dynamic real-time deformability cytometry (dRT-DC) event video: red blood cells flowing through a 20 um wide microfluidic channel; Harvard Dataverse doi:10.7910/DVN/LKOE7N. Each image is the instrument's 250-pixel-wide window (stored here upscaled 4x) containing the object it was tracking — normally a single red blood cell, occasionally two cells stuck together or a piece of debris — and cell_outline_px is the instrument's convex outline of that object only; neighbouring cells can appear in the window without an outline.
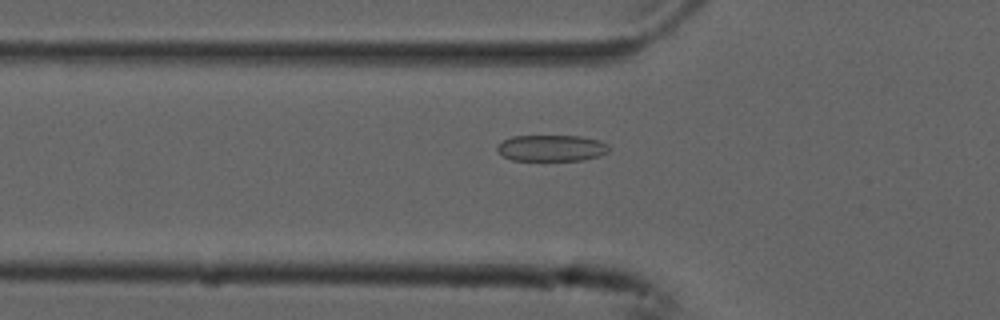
{"species": "common noctule bat (a hibernating species)", "species_latin": "Nyctalus noctula", "temperature_condition": "cold", "stored_images_in_passage": 40, "camera_frame_rate_fps": 3000, "um_per_image_px": 0.085, "animal": {"sex": "male", "forearm_length_mm": 52.5}, "frame": {"image": 1, "passage_image": 4, "time_ms": 1.0, "image_size_px": [1000, 320], "cell_outline_px": [[608, 152], [600, 156], [580, 160], [512, 160], [504, 156], [496, 148], [496, 144], [512, 136], [580, 136], [600, 140], [608, 144]], "centroid_in_image_um": [46.88, 12.58], "position_along_channel_um": 78.9, "area_um2": 17.11}}
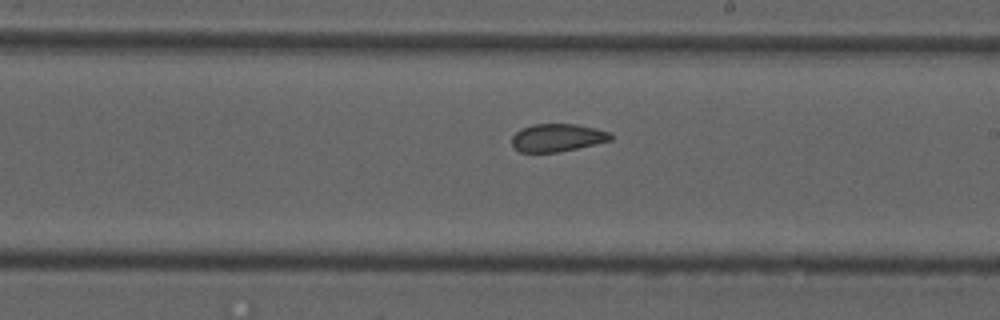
{"frame": {"image": 2, "passage_image": 17, "time_ms": 5.333, "image_size_px": [1000, 320], "cell_outline_px": [[612, 140], [576, 148], [556, 152], [520, 152], [512, 144], [512, 136], [520, 128], [532, 124], [576, 124], [596, 128], [608, 132], [612, 136]], "centroid_in_image_um": [47.35, 11.69], "position_along_channel_um": 241.7, "area_um2": 15.9}}
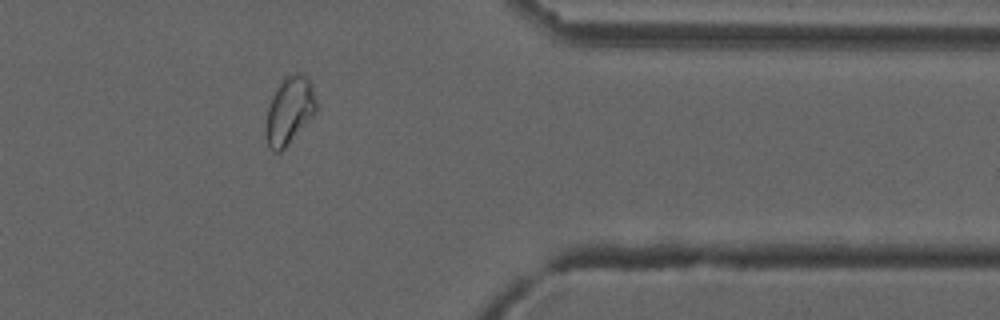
{"frame": {"image": 3, "passage_image": 30, "time_ms": 9.667, "image_size_px": [1000, 320], "cell_outline_px": [[316, 112], [284, 148], [280, 152], [272, 152], [268, 144], [264, 128], [268, 108], [272, 96], [276, 88], [284, 76], [296, 72], [308, 76], [312, 84], [316, 100]], "centroid_in_image_um": [24.59, 9.36], "position_along_channel_um": 386.8, "area_um2": 19.83}, "authors_computed_cell_mechanics": {"area_um2": 17.2244, "velocity_mm_per_s": 3.75, "shape_relaxation_time_tau1_ms": 6.6738, "shape_relaxation_time_tau2_ms": 1.5786, "deformation_change_tau1": 0.1237, "deformation_change_tau2": 0.0752}}